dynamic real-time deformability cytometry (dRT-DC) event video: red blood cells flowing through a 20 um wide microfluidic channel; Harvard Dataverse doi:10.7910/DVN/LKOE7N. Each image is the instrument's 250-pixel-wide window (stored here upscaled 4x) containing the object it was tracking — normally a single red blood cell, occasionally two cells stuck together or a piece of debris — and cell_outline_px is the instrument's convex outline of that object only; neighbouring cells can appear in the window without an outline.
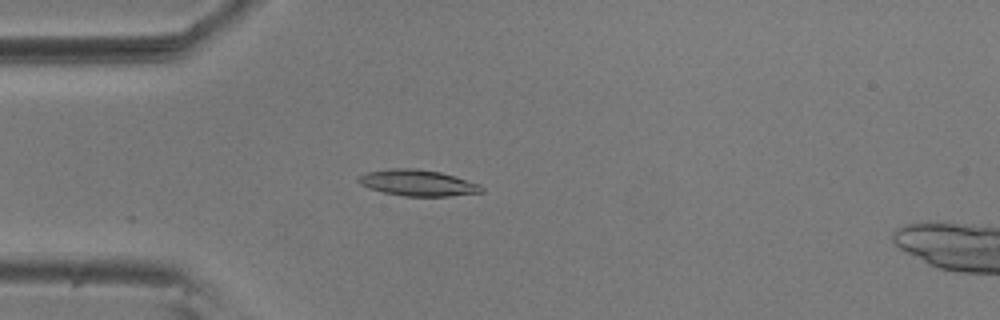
{"species": "common noctule bat (a hibernating species)", "species_latin": "Nyctalus noctula", "temperature_condition": "room temperature", "stored_images_in_passage": 55, "camera_frame_rate_fps": 3000, "um_per_image_px": 0.085, "animal": {"sex": "male", "body_mass_g": 20.5, "forearm_length_mm": 52.5}, "frame": {"image": 1, "passage_image": 15, "time_ms": 4.667, "image_size_px": [1000, 320], "cell_outline_px": [[484, 192], [452, 196], [404, 196], [384, 192], [368, 188], [360, 184], [356, 180], [360, 176], [368, 172], [388, 168], [416, 168], [440, 172], [480, 184], [484, 188]], "centroid_in_image_um": [35.52, 15.54], "position_along_channel_um": 49.5, "area_um2": 18.79}}
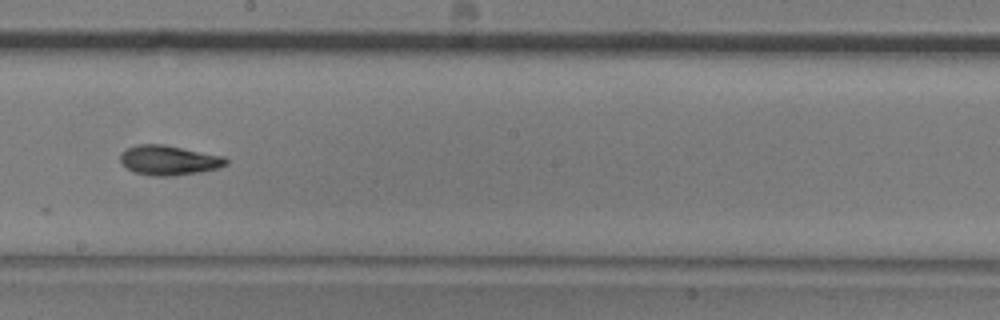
{"frame": {"image": 2, "passage_image": 31, "time_ms": 10.0, "image_size_px": [1000, 320], "cell_outline_px": [[228, 164], [216, 168], [200, 172], [172, 176], [152, 176], [132, 172], [124, 168], [120, 164], [120, 152], [136, 144], [164, 144], [224, 156], [228, 160]], "centroid_in_image_um": [14.3, 13.62], "position_along_channel_um": 233.9, "area_um2": 18.61}}
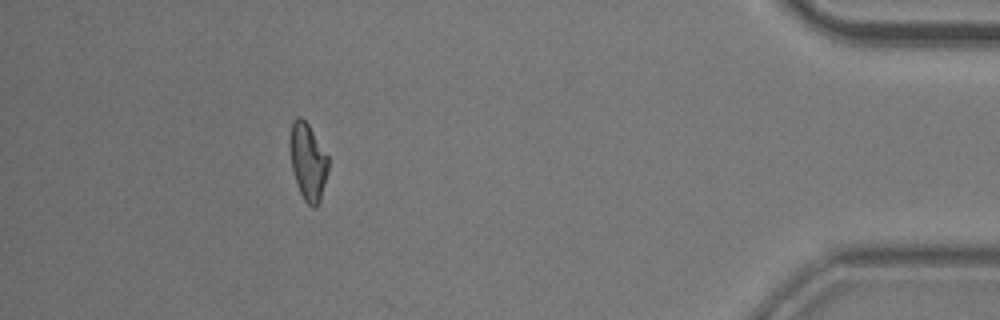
{"frame": {"image": 3, "passage_image": 50, "time_ms": 16.333, "image_size_px": [1000, 320], "cell_outline_px": [[328, 172], [320, 200], [316, 208], [312, 208], [304, 200], [300, 192], [292, 168], [288, 144], [288, 140], [292, 120], [296, 116], [300, 116], [308, 124], [328, 156]], "centroid_in_image_um": [26.15, 13.71], "position_along_channel_um": 409.0, "area_um2": 17.34}, "authors_computed_cell_mechanics": {"area_um2": 17.8024, "velocity_mm_per_s": 3.6525, "shape_relaxation_time_tau1_ms": null, "shape_relaxation_time_tau2_ms": 4.788, "deformation_change_tau1": null, "deformation_change_tau2": 0.1144}}